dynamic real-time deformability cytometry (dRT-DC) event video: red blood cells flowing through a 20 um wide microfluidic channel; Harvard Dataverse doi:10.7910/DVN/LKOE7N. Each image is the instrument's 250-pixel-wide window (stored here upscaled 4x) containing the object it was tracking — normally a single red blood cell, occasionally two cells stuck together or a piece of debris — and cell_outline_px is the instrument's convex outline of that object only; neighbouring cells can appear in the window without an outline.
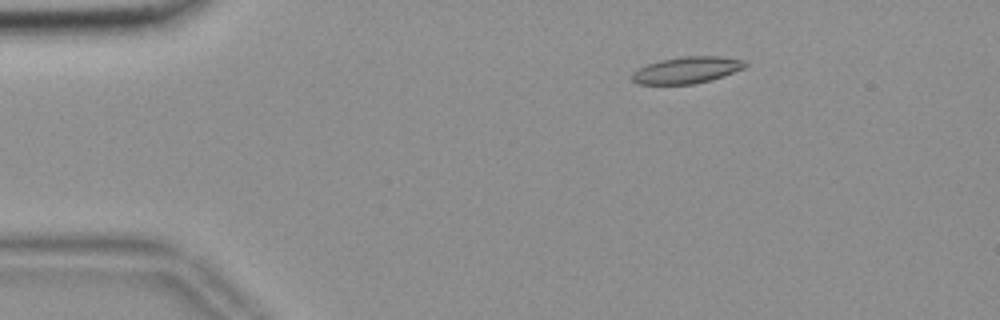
{"species": "common noctule bat (a hibernating species)", "species_latin": "Nyctalus noctula", "temperature_condition": "room temperature", "stored_images_in_passage": 48, "camera_frame_rate_fps": 3000, "um_per_image_px": 0.085, "animal": {"sex": "female", "body_mass_g": 18.4}, "frame": {"image": 1, "passage_image": 2, "time_ms": 0.333, "image_size_px": [1000, 320], "cell_outline_px": [[748, 64], [744, 68], [724, 76], [712, 80], [692, 84], [636, 84], [632, 80], [632, 76], [640, 68], [648, 64], [660, 60], [684, 56], [720, 56], [744, 60]], "centroid_in_image_um": [58.43, 5.95], "position_along_channel_um": 26.6, "area_um2": 17.46}}
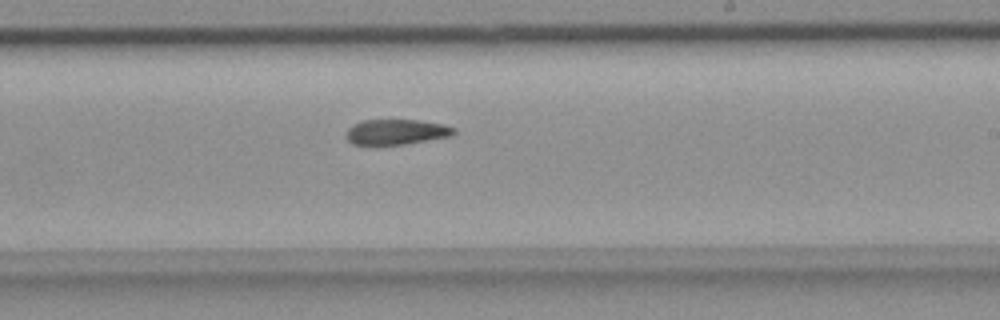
{"frame": {"image": 2, "passage_image": 26, "time_ms": 8.333, "image_size_px": [1000, 320], "cell_outline_px": [[456, 132], [452, 136], [404, 144], [376, 148], [368, 148], [352, 144], [344, 136], [348, 128], [352, 124], [360, 120], [420, 120], [444, 124], [456, 128]], "centroid_in_image_um": [33.6, 11.26], "position_along_channel_um": 255.4, "area_um2": 16.88}}
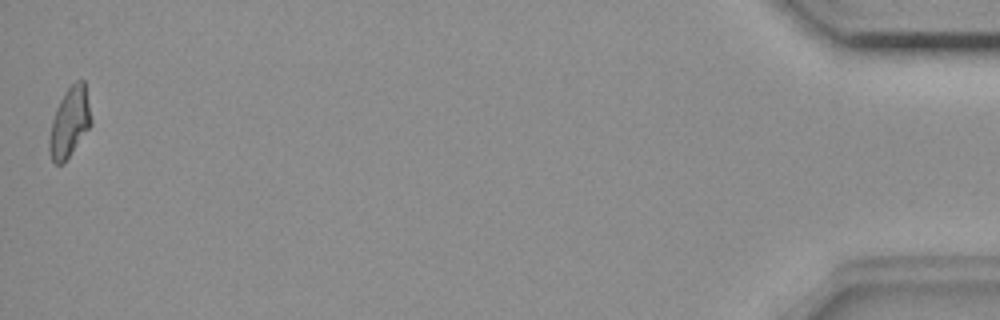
{"frame": {"image": 3, "passage_image": 48, "time_ms": 15.667, "image_size_px": [1000, 320], "cell_outline_px": [[92, 124], [64, 164], [56, 164], [52, 160], [48, 148], [48, 140], [52, 120], [56, 108], [60, 100], [68, 88], [76, 80], [84, 80], [92, 120]], "centroid_in_image_um": [5.91, 10.42], "position_along_channel_um": 429.3, "area_um2": 16.99}}